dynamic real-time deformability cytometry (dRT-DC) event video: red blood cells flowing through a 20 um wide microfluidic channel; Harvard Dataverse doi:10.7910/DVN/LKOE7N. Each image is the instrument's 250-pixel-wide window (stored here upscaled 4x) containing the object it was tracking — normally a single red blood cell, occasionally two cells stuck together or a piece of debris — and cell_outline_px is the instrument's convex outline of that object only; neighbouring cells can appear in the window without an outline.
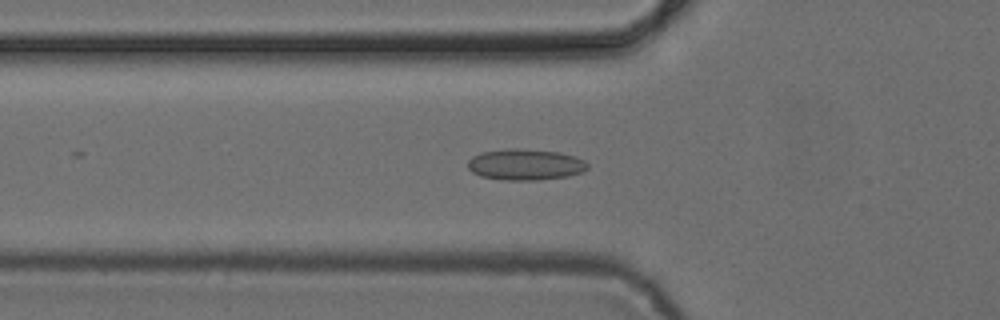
{"species": "common noctule bat (a hibernating species)", "species_latin": "Nyctalus noctula", "temperature_condition": "cold", "stored_images_in_passage": 49, "camera_frame_rate_fps": 3000, "um_per_image_px": 0.085, "animal": {"sex": "female", "body_mass_g": 24.6, "forearm_length_mm": 56.2}, "frame": {"image": 1, "passage_image": 15, "time_ms": 4.667, "image_size_px": [1000, 320], "cell_outline_px": [[588, 168], [584, 172], [568, 176], [536, 180], [504, 180], [480, 176], [472, 172], [468, 168], [468, 160], [472, 156], [480, 152], [512, 148], [516, 148], [560, 152], [576, 156], [584, 160], [588, 164]], "centroid_in_image_um": [44.66, 13.98], "position_along_channel_um": 81.1, "area_um2": 21.91}}
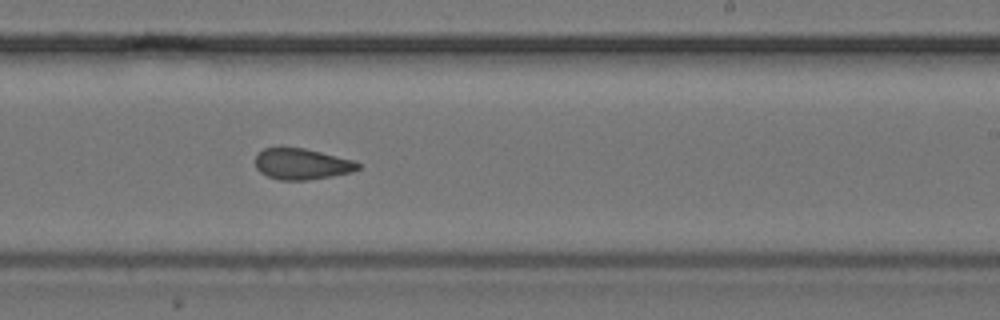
{"frame": {"image": 2, "passage_image": 29, "time_ms": 9.333, "image_size_px": [1000, 320], "cell_outline_px": [[360, 168], [352, 172], [332, 176], [308, 180], [280, 180], [268, 176], [260, 172], [256, 168], [256, 156], [264, 148], [280, 144], [304, 148], [356, 160], [360, 164]], "centroid_in_image_um": [25.65, 13.9], "position_along_channel_um": 263.4, "area_um2": 19.13}}
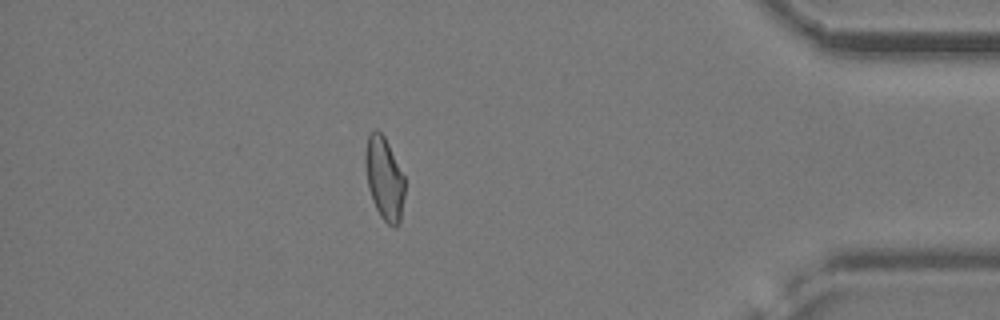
{"frame": {"image": 3, "passage_image": 43, "time_ms": 14.0, "image_size_px": [1000, 320], "cell_outline_px": [[404, 196], [400, 224], [396, 228], [392, 228], [380, 216], [372, 200], [368, 188], [364, 160], [364, 152], [368, 136], [376, 128], [384, 136], [404, 176]], "centroid_in_image_um": [32.66, 15.21], "position_along_channel_um": 402.5, "area_um2": 19.13}, "authors_computed_cell_mechanics": {"area_um2": 19.7098, "velocity_mm_per_s": 3.89, "shape_relaxation_time_tau1_ms": null, "shape_relaxation_time_tau2_ms": 2.1582, "deformation_change_tau1": null, "deformation_change_tau2": 0.0821}}